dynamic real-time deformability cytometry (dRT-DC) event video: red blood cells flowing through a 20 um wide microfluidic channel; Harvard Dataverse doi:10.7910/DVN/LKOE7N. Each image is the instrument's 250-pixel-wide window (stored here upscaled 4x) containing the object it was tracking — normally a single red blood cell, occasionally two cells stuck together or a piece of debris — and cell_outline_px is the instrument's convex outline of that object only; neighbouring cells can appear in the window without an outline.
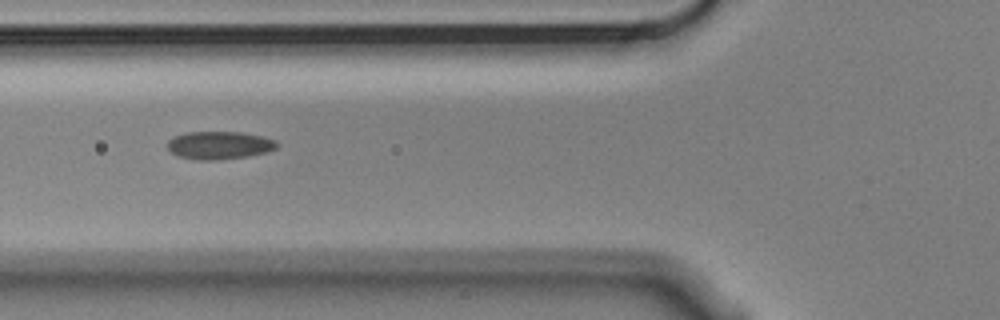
{"species": "Egyptian fruit bat (a non-hibernating species)", "species_latin": "Rousettus aegyptiacus", "temperature_condition": "cold", "stored_images_in_passage": 3, "camera_frame_rate_fps": 3000, "um_per_image_px": 0.085, "animal": {"sex": "male"}, "frame": {"image": 1, "passage_image": 2, "time_ms": 0.333, "image_size_px": [1000, 320], "cell_outline_px": [[276, 148], [268, 152], [248, 156], [216, 160], [200, 160], [180, 156], [172, 152], [168, 148], [168, 140], [172, 136], [188, 132], [240, 132], [264, 136], [276, 140]], "centroid_in_image_um": [18.66, 12.34], "position_along_channel_um": 107.1, "area_um2": 17.74}}
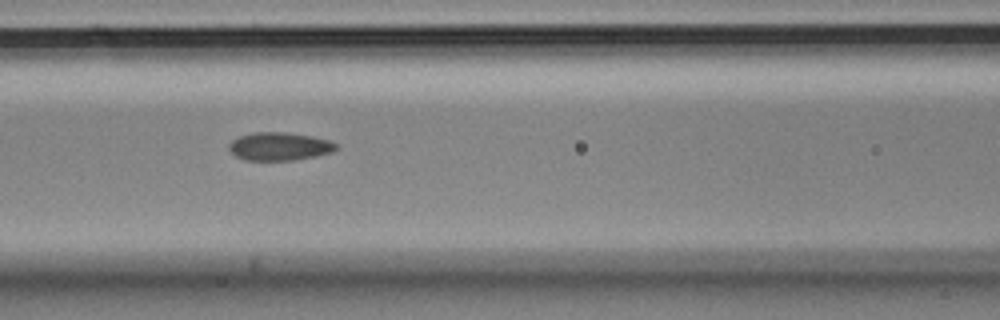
{"frame": {"image": 2, "passage_image": 3, "time_ms": 0.667, "image_size_px": [1000, 320], "cell_outline_px": [[336, 148], [332, 152], [316, 156], [292, 160], [244, 160], [236, 156], [228, 148], [228, 144], [232, 140], [240, 136], [252, 132], [284, 132], [312, 136], [328, 140], [336, 144]], "centroid_in_image_um": [23.72, 12.44], "position_along_channel_um": 142.9, "area_um2": 17.46}}